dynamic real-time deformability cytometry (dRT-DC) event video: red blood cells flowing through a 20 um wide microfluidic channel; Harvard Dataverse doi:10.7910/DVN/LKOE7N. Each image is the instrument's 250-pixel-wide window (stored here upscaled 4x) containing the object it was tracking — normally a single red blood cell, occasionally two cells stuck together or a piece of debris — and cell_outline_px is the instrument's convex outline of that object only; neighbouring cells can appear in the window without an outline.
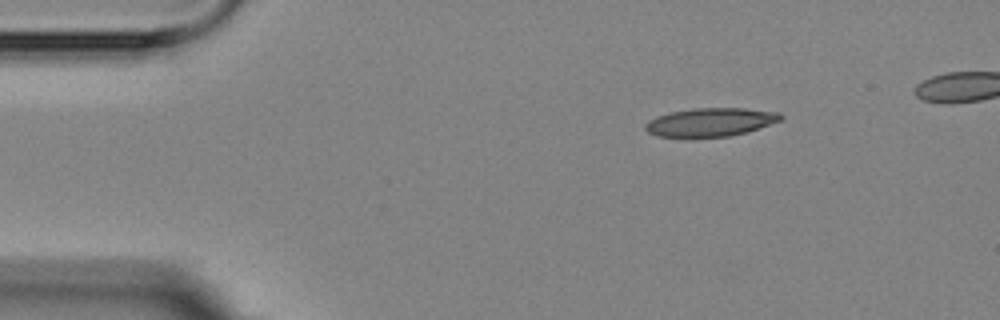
{"species": "Egyptian fruit bat (a non-hibernating species)", "species_latin": "Rousettus aegyptiacus", "temperature_condition": "room temperature", "stored_images_in_passage": 4, "camera_frame_rate_fps": 3000, "um_per_image_px": 0.085, "animal": {"sex": "female"}, "frame": {"image": 1, "passage_image": 1, "time_ms": 0.0, "image_size_px": [1000, 320], "cell_outline_px": [[784, 120], [748, 132], [728, 136], [656, 136], [648, 132], [644, 128], [644, 124], [648, 120], [656, 116], [672, 112], [692, 108], [744, 108], [780, 112], [784, 116]], "centroid_in_image_um": [60.45, 10.37], "position_along_channel_um": 24.6, "area_um2": 22.48}}